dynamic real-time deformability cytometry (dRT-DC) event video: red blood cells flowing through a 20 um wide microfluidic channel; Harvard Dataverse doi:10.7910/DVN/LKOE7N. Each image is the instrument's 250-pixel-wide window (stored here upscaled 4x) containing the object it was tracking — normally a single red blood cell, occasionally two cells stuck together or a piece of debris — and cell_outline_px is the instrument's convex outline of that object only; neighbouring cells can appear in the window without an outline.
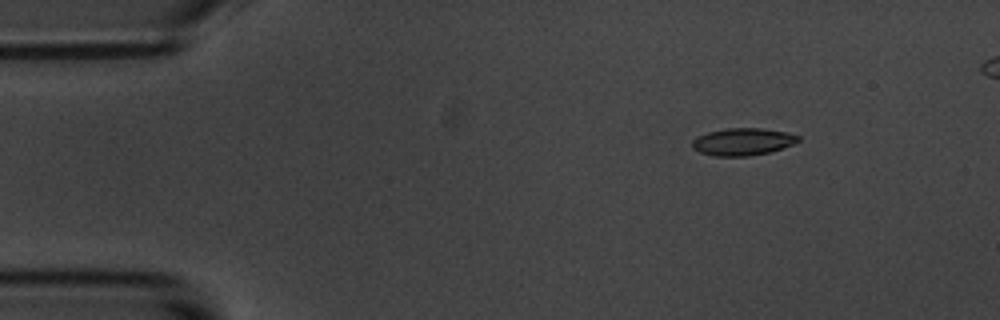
{"species": "common noctule bat (a hibernating species)", "species_latin": "Nyctalus noctula", "temperature_condition": "room temperature", "stored_images_in_passage": 7, "camera_frame_rate_fps": 3000, "um_per_image_px": 0.085, "animal": {"sex": "male", "body_mass_g": 20.1, "forearm_length_mm": 53.5}, "frame": {"image": 1, "passage_image": 3, "time_ms": 2.333, "image_size_px": [1000, 320], "cell_outline_px": [[800, 140], [792, 144], [768, 152], [748, 156], [716, 156], [700, 152], [692, 148], [692, 140], [696, 136], [708, 132], [728, 128], [760, 128], [784, 132], [800, 136]], "centroid_in_image_um": [63.08, 12.04], "position_along_channel_um": 21.9, "area_um2": 16.65}}